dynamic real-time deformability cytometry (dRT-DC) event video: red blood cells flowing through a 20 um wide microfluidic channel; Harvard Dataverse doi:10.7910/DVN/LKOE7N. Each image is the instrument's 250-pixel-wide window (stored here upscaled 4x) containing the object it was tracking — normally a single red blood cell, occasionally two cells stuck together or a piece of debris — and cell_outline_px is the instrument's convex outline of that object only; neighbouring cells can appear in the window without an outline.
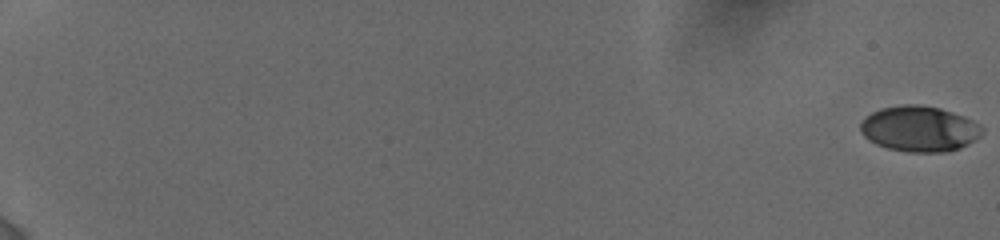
{"species": "human", "species_latin": "Homo sapiens", "temperature_condition": "cold", "stored_images_in_passage": 52, "camera_frame_rate_fps": 3000, "um_per_image_px": 0.085, "donor": {"sex": "female"}, "frame": {"image": 1, "passage_image": 1, "time_ms": 0.0, "image_size_px": [1000, 240], "cell_outline_px": [[984, 132], [976, 140], [960, 148], [944, 152], [908, 152], [888, 148], [876, 144], [868, 140], [860, 132], [860, 124], [864, 116], [880, 108], [904, 104], [916, 104], [940, 108], [964, 116], [980, 124], [984, 128]], "centroid_in_image_um": [78.15, 10.94], "position_along_channel_um": 6.9, "area_um2": 32.66}}
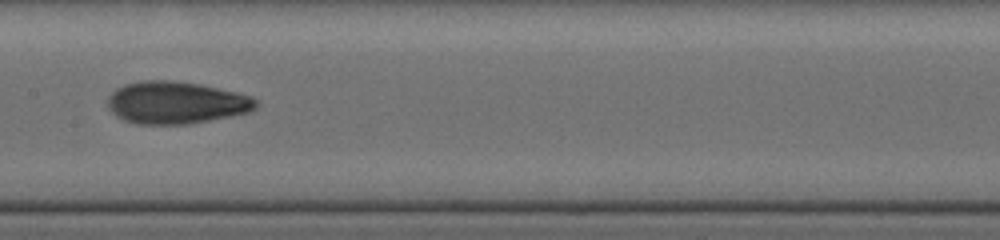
{"frame": {"image": 2, "passage_image": 26, "time_ms": 11.0, "image_size_px": [1000, 240], "cell_outline_px": [[260, 104], [256, 108], [248, 112], [232, 116], [188, 124], [136, 124], [124, 120], [116, 116], [108, 108], [108, 96], [116, 88], [124, 84], [140, 80], [172, 80], [200, 84], [236, 92], [252, 96]], "centroid_in_image_um": [14.96, 8.72], "position_along_channel_um": 192.4, "area_um2": 36.82}}
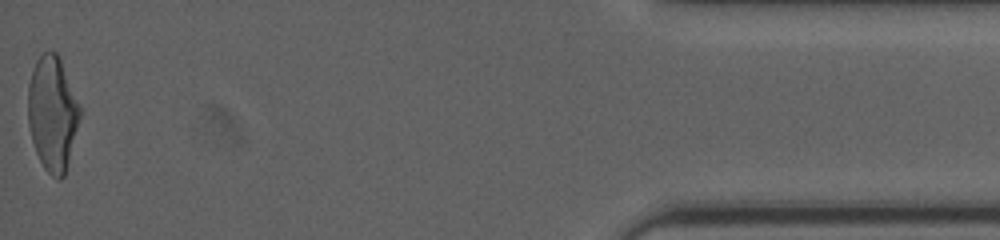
{"frame": {"image": 3, "passage_image": 52, "time_ms": 19.0, "image_size_px": [1000, 240], "cell_outline_px": [[80, 116], [64, 176], [60, 180], [52, 176], [44, 168], [36, 152], [32, 140], [28, 124], [28, 84], [32, 68], [36, 60], [44, 52], [56, 52], [60, 56], [80, 108]], "centroid_in_image_um": [4.44, 9.61], "position_along_channel_um": 430.8, "area_um2": 34.33}, "authors_computed_cell_mechanics": {"area_um2": 34.391, "velocity_mm_per_s": 3.845, "shape_relaxation_time_tau1_ms": 4.6743, "shape_relaxation_time_tau2_ms": 2.0581, "deformation_change_tau1": 0.1897, "deformation_change_tau2": 0.0765}}